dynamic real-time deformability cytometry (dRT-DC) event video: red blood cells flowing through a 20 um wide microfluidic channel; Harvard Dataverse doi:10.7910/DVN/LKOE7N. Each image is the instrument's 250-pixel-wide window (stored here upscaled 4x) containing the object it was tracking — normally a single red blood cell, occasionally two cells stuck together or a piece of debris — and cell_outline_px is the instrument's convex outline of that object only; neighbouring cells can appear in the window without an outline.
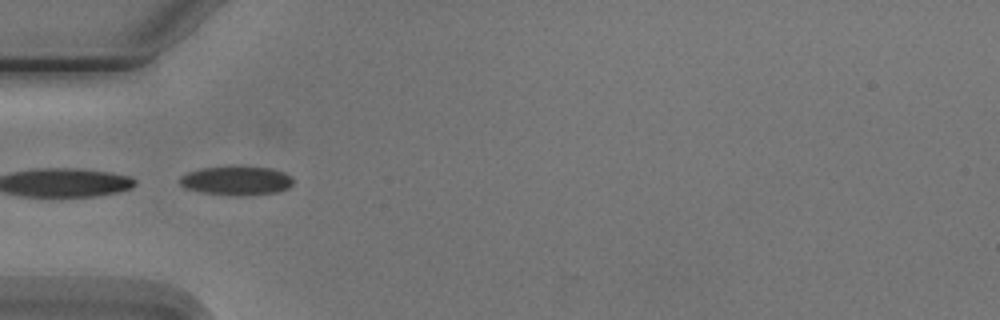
{"species": "Egyptian fruit bat (a non-hibernating species)", "species_latin": "Rousettus aegyptiacus", "temperature_condition": "cold", "stored_images_in_passage": 8, "segment_of_instrument_passage": [2, 2], "camera_frame_rate_fps": 3000, "um_per_image_px": 0.085, "animal": {"sex": "male"}, "frame": {"image": 1, "passage_image": 4, "time_ms": 4.667, "image_size_px": [1000, 320], "cell_outline_px": [[292, 184], [288, 188], [280, 192], [244, 196], [232, 196], [200, 192], [184, 188], [180, 184], [180, 176], [188, 172], [200, 168], [268, 168], [284, 172], [292, 180]], "centroid_in_image_um": [20.06, 15.4], "position_along_channel_um": 64.9, "area_um2": 18.84}}
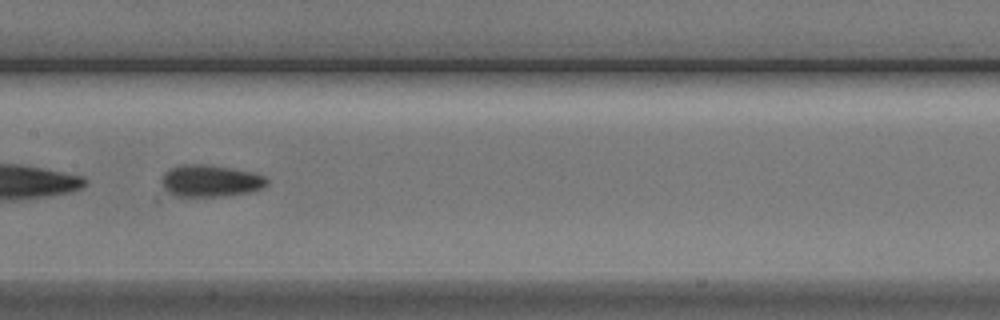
{"frame": {"image": 2, "passage_image": 7, "time_ms": 8.0, "image_size_px": [1000, 320], "cell_outline_px": [[268, 184], [264, 188], [248, 192], [228, 196], [176, 196], [168, 192], [160, 184], [160, 180], [164, 172], [172, 168], [184, 164], [204, 164], [232, 168], [252, 172], [264, 176], [268, 180]], "centroid_in_image_um": [17.88, 15.37], "position_along_channel_um": 189.5, "area_um2": 19.71}}
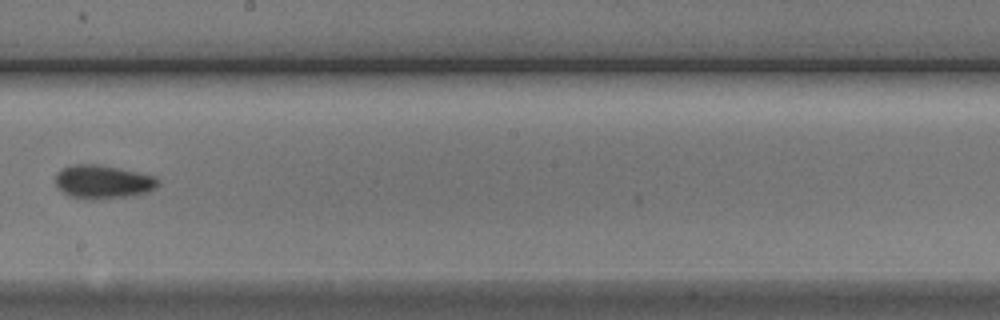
{"frame": {"image": 3, "passage_image": 8, "time_ms": 9.333, "image_size_px": [1000, 320], "cell_outline_px": [[160, 184], [156, 188], [148, 192], [136, 196], [92, 200], [88, 200], [68, 196], [56, 184], [56, 176], [64, 168], [76, 164], [96, 164], [156, 176]], "centroid_in_image_um": [8.81, 15.49], "position_along_channel_um": 239.4, "area_um2": 20.06}}